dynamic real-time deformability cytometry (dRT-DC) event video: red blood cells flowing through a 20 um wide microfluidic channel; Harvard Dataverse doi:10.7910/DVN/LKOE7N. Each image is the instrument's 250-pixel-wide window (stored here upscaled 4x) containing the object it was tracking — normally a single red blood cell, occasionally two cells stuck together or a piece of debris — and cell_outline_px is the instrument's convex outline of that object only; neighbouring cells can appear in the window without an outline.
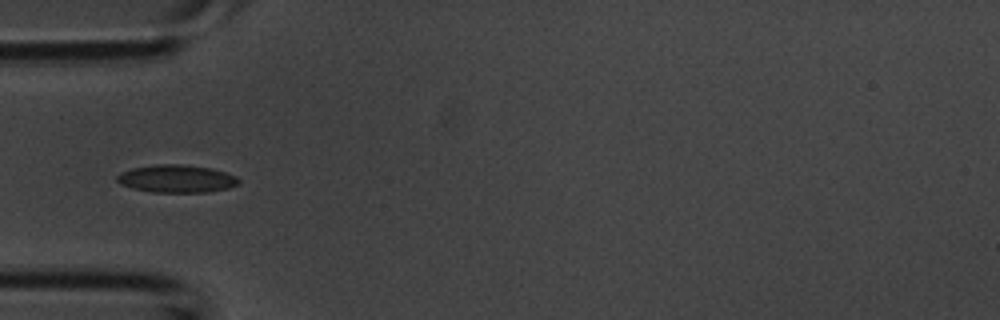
{"species": "common noctule bat (a hibernating species)", "species_latin": "Nyctalus noctula", "temperature_condition": "room temperature", "stored_images_in_passage": 30, "camera_frame_rate_fps": 3000, "um_per_image_px": 0.085, "animal": {"sex": "male", "body_mass_g": 20.1, "forearm_length_mm": 53.5}, "frame": {"image": 1, "passage_image": 1, "time_ms": 0.0, "image_size_px": [1000, 320], "cell_outline_px": [[240, 184], [228, 188], [208, 192], [152, 192], [132, 188], [120, 184], [116, 180], [116, 176], [120, 172], [132, 168], [156, 164], [184, 164], [212, 168], [236, 176], [240, 180]], "centroid_in_image_um": [15.01, 15.18], "position_along_channel_um": 70.0, "area_um2": 19.83}}
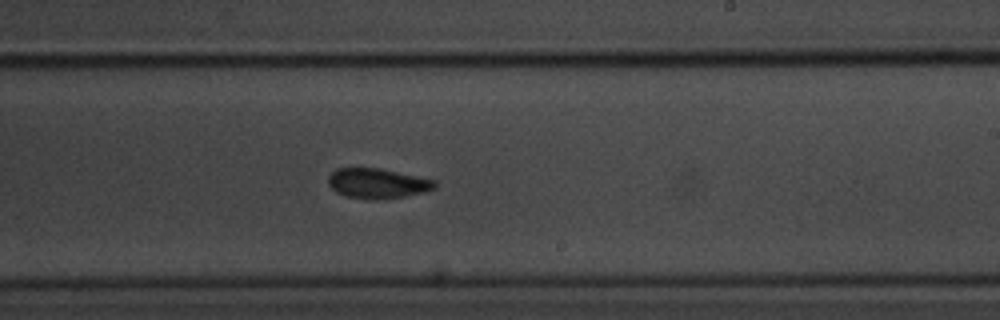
{"frame": {"image": 2, "passage_image": 13, "time_ms": 4.0, "image_size_px": [1000, 320], "cell_outline_px": [[436, 188], [424, 192], [404, 196], [376, 200], [372, 200], [348, 196], [336, 192], [328, 184], [328, 176], [336, 168], [384, 168], [436, 180]], "centroid_in_image_um": [32.1, 15.57], "position_along_channel_um": 256.9, "area_um2": 18.79}}
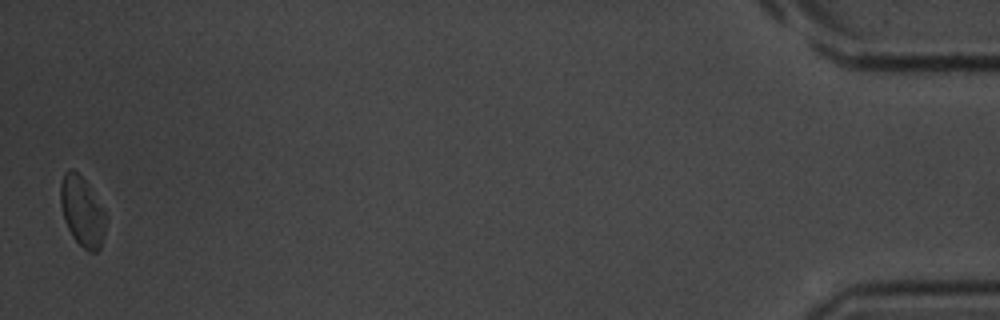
{"frame": {"image": 3, "passage_image": 30, "time_ms": 9.667, "image_size_px": [1000, 320], "cell_outline_px": [[104, 232], [100, 248], [96, 252], [88, 252], [72, 236], [64, 220], [60, 204], [60, 184], [64, 172], [68, 168], [72, 168], [84, 180], [104, 212]], "centroid_in_image_um": [6.93, 17.97], "position_along_channel_um": 428.3, "area_um2": 17.92}}